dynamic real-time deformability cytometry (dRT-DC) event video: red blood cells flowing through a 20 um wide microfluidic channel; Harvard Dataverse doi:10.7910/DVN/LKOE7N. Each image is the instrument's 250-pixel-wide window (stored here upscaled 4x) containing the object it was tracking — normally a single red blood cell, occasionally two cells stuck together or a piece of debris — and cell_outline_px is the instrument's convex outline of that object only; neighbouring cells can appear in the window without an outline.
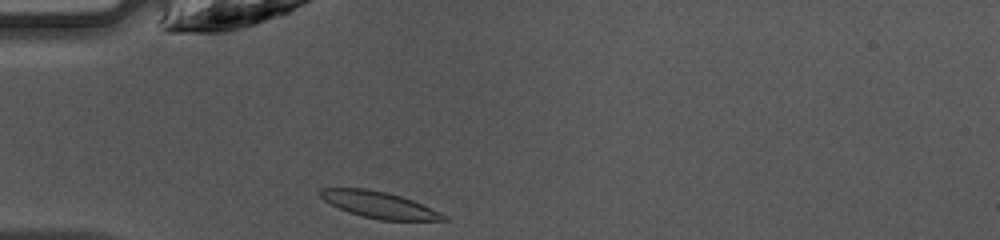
{"species": "common noctule bat (a hibernating species)", "species_latin": "Nyctalus noctula", "temperature_condition": "warm", "stored_images_in_passage": 34, "camera_frame_rate_fps": 3000, "um_per_image_px": 0.085, "animal": {"sex": "female", "body_mass_g": 10.0, "forearm_length_mm": 53.1}, "frame": {"image": 1, "passage_image": 1, "time_ms": 0.0, "image_size_px": [1000, 240], "cell_outline_px": [[448, 220], [380, 220], [360, 216], [348, 212], [324, 200], [320, 196], [320, 188], [368, 188], [388, 192], [412, 200], [440, 212], [448, 216]], "centroid_in_image_um": [32.23, 17.4], "position_along_channel_um": 52.8, "area_um2": 18.9}}
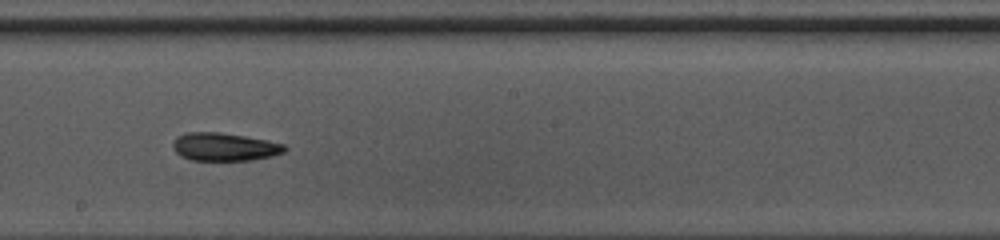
{"frame": {"image": 2, "passage_image": 14, "time_ms": 4.333, "image_size_px": [1000, 240], "cell_outline_px": [[288, 148], [284, 152], [272, 156], [252, 160], [192, 160], [180, 156], [172, 148], [172, 144], [176, 136], [188, 132], [220, 132], [244, 136], [284, 144]], "centroid_in_image_um": [19.05, 12.48], "position_along_channel_um": 229.2, "area_um2": 18.26}}
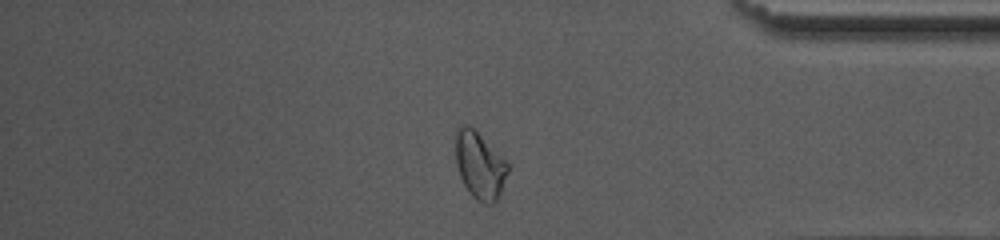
{"frame": {"image": 3, "passage_image": 27, "time_ms": 8.667, "image_size_px": [1000, 240], "cell_outline_px": [[508, 172], [500, 192], [496, 200], [492, 204], [484, 204], [476, 200], [472, 196], [464, 184], [460, 176], [456, 164], [456, 132], [460, 124], [464, 124], [472, 128], [508, 164]], "centroid_in_image_um": [40.75, 14.09], "position_along_channel_um": 394.5, "area_um2": 19.77}, "authors_computed_cell_mechanics": {"area_um2": 18.9006, "velocity_mm_per_s": 4.2716, "shape_relaxation_time_tau1_ms": 3.6306, "shape_relaxation_time_tau2_ms": 8.0903, "deformation_change_tau1": 0.1313, "deformation_change_tau2": 0.1313}}